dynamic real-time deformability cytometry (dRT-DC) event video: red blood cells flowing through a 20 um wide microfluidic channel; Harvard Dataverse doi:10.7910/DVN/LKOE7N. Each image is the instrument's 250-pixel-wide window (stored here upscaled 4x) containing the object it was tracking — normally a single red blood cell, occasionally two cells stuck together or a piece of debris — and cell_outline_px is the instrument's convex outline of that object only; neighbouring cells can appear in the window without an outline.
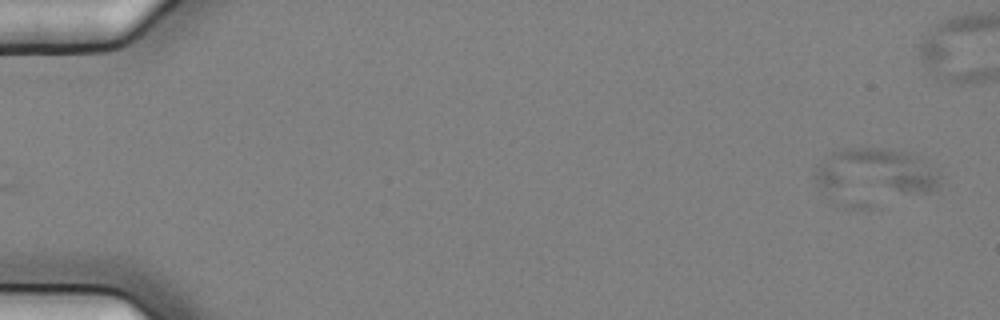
{"species": "common noctule bat (a hibernating species)", "species_latin": "Nyctalus noctula", "temperature_condition": "cold", "stored_images_in_passage": 2, "camera_frame_rate_fps": 3000, "um_per_image_px": 0.085, "animal": {"sex": "female", "body_mass_g": 25.1}, "frame": {"image": 1, "passage_image": 2, "time_ms": 0.333, "image_size_px": [1000, 320], "cell_outline_px": [[940, 176], [936, 192], [908, 192], [824, 188], [816, 184], [812, 176], [820, 164], [832, 152], [840, 148], [884, 148], [912, 152], [940, 172]], "centroid_in_image_um": [74.51, 14.54], "position_along_channel_um": 10.5, "area_um2": 33.06}}